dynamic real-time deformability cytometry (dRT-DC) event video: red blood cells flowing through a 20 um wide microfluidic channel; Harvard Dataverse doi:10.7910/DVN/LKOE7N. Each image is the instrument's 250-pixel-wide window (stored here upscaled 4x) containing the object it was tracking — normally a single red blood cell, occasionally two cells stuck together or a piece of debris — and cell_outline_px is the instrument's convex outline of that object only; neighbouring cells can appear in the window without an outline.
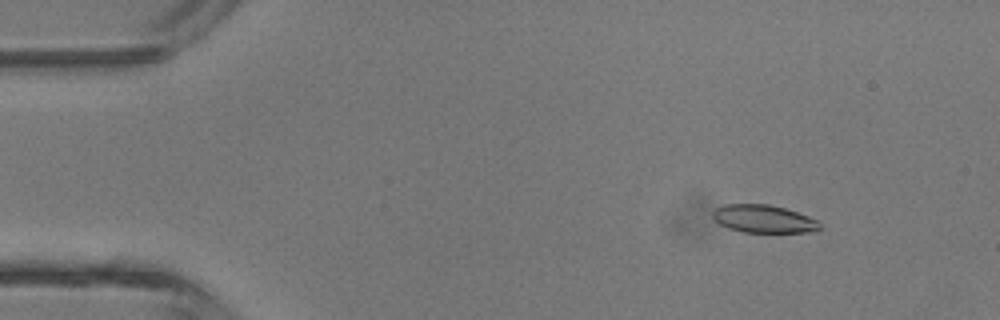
{"species": "common noctule bat (a hibernating species)", "species_latin": "Nyctalus noctula", "temperature_condition": "room temperature", "stored_images_in_passage": 3, "camera_frame_rate_fps": 3000, "um_per_image_px": 0.085, "animal": {"sex": "male", "body_mass_g": 13.3}, "frame": {"image": 1, "passage_image": 1, "time_ms": 0.0, "image_size_px": [1000, 320], "cell_outline_px": [[820, 228], [816, 232], [744, 232], [728, 228], [720, 224], [712, 216], [712, 212], [716, 208], [724, 204], [768, 204], [784, 208], [808, 216], [816, 220], [820, 224]], "centroid_in_image_um": [64.9, 18.6], "position_along_channel_um": 20.1, "area_um2": 17.28}}